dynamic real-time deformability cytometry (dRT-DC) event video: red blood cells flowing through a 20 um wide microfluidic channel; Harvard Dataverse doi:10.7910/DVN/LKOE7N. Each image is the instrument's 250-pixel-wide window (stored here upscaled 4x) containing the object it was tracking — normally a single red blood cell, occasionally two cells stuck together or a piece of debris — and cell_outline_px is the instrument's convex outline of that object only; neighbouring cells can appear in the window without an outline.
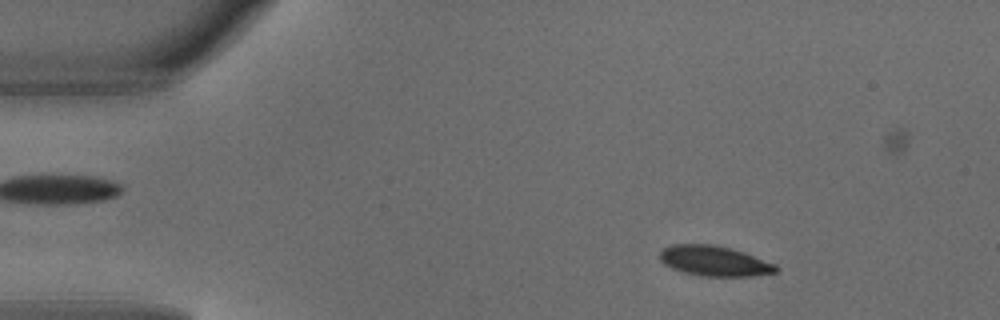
{"species": "common noctule bat (a hibernating species)", "species_latin": "Nyctalus noctula", "temperature_condition": "warm", "stored_images_in_passage": 3, "camera_frame_rate_fps": 3000, "um_per_image_px": 0.085, "animal": {"sex": "male", "body_mass_g": 18.8}, "frame": {"image": 1, "passage_image": 1, "time_ms": 0.0, "image_size_px": [1000, 320], "cell_outline_px": [[780, 268], [776, 272], [752, 276], [700, 276], [684, 272], [672, 268], [664, 264], [660, 260], [660, 252], [664, 248], [672, 244], [712, 244], [732, 248], [744, 252], [776, 264]], "centroid_in_image_um": [60.73, 22.18], "position_along_channel_um": 24.3, "area_um2": 20.52}}
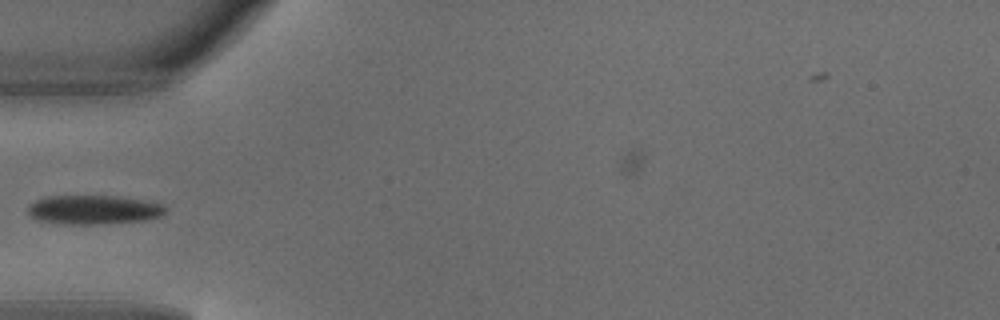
{"frame": {"image": 2, "passage_image": 3, "time_ms": 0.667, "image_size_px": [1000, 320], "cell_outline_px": [[168, 208], [160, 216], [144, 220], [108, 224], [64, 224], [40, 220], [32, 216], [28, 212], [28, 204], [36, 200], [48, 196], [112, 196], [140, 200], [160, 204]], "centroid_in_image_um": [7.93, 17.83], "position_along_channel_um": 77.1, "area_um2": 23.06}}